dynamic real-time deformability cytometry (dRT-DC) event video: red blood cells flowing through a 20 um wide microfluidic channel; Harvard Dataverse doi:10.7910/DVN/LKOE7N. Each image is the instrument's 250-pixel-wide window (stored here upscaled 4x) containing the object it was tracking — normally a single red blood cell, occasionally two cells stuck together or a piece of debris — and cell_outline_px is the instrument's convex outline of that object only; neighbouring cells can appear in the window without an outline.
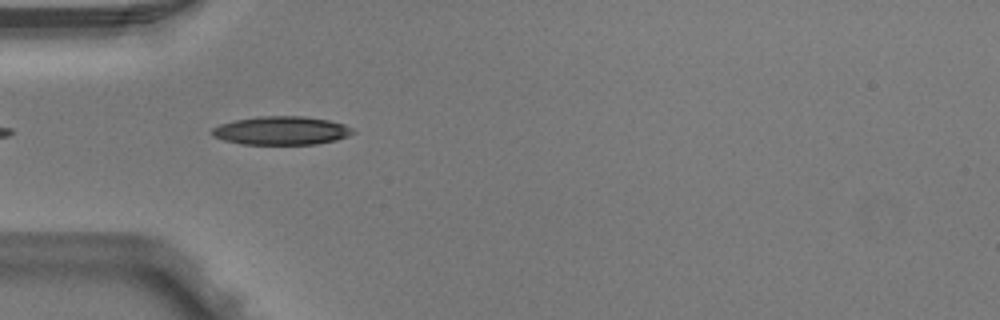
{"species": "Egyptian fruit bat (a non-hibernating species)", "species_latin": "Rousettus aegyptiacus", "temperature_condition": "warm", "stored_images_in_passage": 3, "camera_frame_rate_fps": 3000, "um_per_image_px": 0.085, "animal": {"sex": "male"}, "frame": {"image": 1, "passage_image": 2, "time_ms": 0.333, "image_size_px": [1000, 320], "cell_outline_px": [[356, 132], [348, 136], [336, 140], [316, 144], [244, 144], [224, 140], [212, 136], [208, 132], [212, 128], [220, 124], [236, 120], [256, 116], [304, 116], [328, 120], [344, 124], [352, 128]], "centroid_in_image_um": [23.9, 11.1], "position_along_channel_um": 61.1, "area_um2": 23.47}}
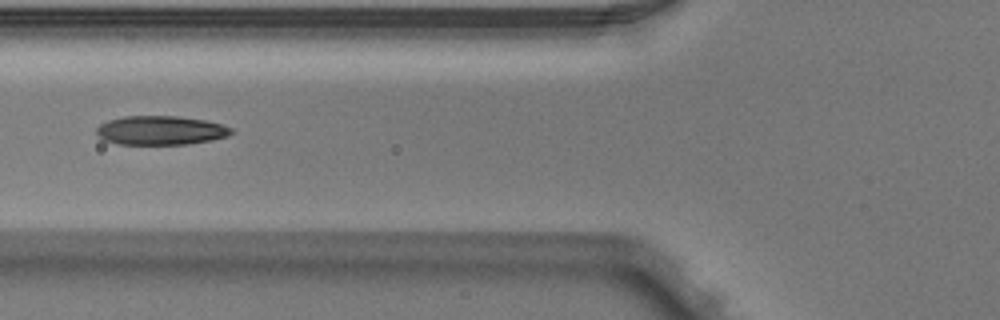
{"frame": {"image": 2, "passage_image": 3, "time_ms": 0.667, "image_size_px": [1000, 320], "cell_outline_px": [[232, 132], [228, 136], [212, 140], [188, 144], [116, 144], [104, 140], [96, 132], [96, 128], [100, 124], [108, 120], [124, 116], [176, 116], [204, 120], [224, 124], [232, 128]], "centroid_in_image_um": [13.66, 11.08], "position_along_channel_um": 112.1, "area_um2": 22.83}}